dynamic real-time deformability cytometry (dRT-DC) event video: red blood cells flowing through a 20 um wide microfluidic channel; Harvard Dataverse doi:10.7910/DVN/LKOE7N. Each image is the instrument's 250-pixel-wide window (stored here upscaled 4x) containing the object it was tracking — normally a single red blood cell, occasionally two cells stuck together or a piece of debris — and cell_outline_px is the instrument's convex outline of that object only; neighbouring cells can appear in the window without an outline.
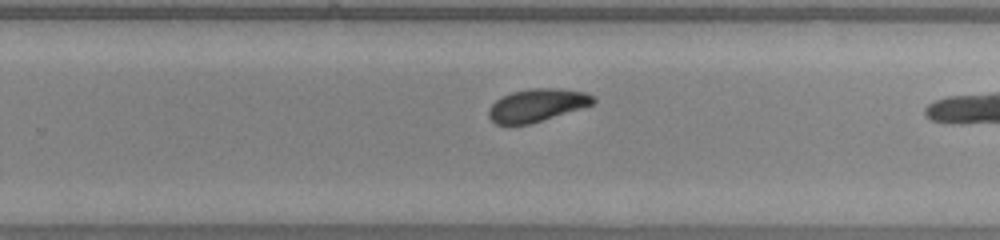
{"species": "common noctule bat (a hibernating species)", "species_latin": "Nyctalus noctula", "temperature_condition": "warm", "stored_images_in_passage": 26, "camera_frame_rate_fps": 3000, "um_per_image_px": 0.085, "animal": {"sex": "male", "body_mass_g": 20.0, "forearm_length_mm": 53.3}, "frame": {"image": 1, "passage_image": 19, "time_ms": 6.0, "image_size_px": [1000, 240], "cell_outline_px": [[596, 100], [592, 104], [580, 108], [528, 124], [496, 124], [488, 116], [488, 108], [496, 100], [512, 92], [532, 88], [560, 88], [584, 92], [592, 96]], "centroid_in_image_um": [45.61, 8.93], "position_along_channel_um": 284.2, "area_um2": 19.54}}
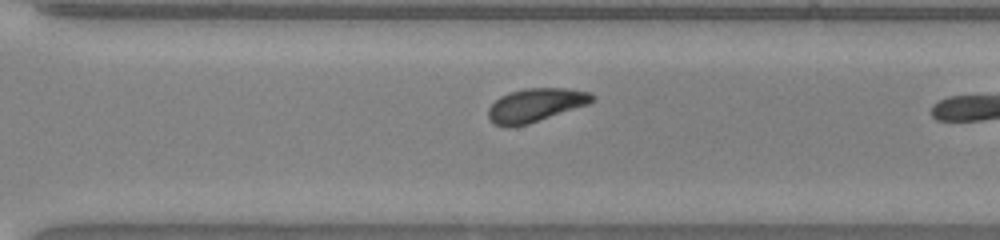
{"frame": {"image": 2, "passage_image": 22, "time_ms": 7.0, "image_size_px": [1000, 240], "cell_outline_px": [[596, 96], [588, 104], [528, 124], [512, 128], [504, 128], [492, 124], [488, 120], [488, 108], [500, 96], [508, 92], [524, 88], [564, 88], [588, 92]], "centroid_in_image_um": [45.44, 8.96], "position_along_channel_um": 325.2, "area_um2": 20.46}}